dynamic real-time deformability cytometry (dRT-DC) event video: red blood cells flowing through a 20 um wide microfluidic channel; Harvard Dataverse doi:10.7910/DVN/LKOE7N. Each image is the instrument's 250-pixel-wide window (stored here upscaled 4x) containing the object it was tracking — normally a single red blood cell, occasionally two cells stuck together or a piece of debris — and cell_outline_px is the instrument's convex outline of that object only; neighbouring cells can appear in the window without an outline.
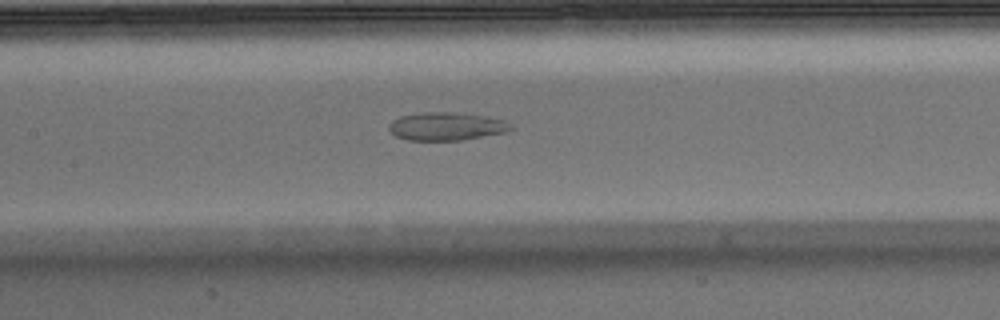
{"species": "Egyptian fruit bat (a non-hibernating species)", "species_latin": "Rousettus aegyptiacus", "temperature_condition": "warm", "stored_images_in_passage": 26, "camera_frame_rate_fps": 3000, "um_per_image_px": 0.085, "animal": {"sex": "male"}, "frame": {"image": 1, "passage_image": 8, "time_ms": 2.333, "image_size_px": [1000, 320], "cell_outline_px": [[516, 128], [504, 132], [460, 140], [408, 140], [396, 136], [388, 128], [388, 124], [392, 120], [400, 116], [424, 112], [456, 112], [484, 116], [504, 120]], "centroid_in_image_um": [37.92, 10.73], "position_along_channel_um": 169.5, "area_um2": 19.83}}
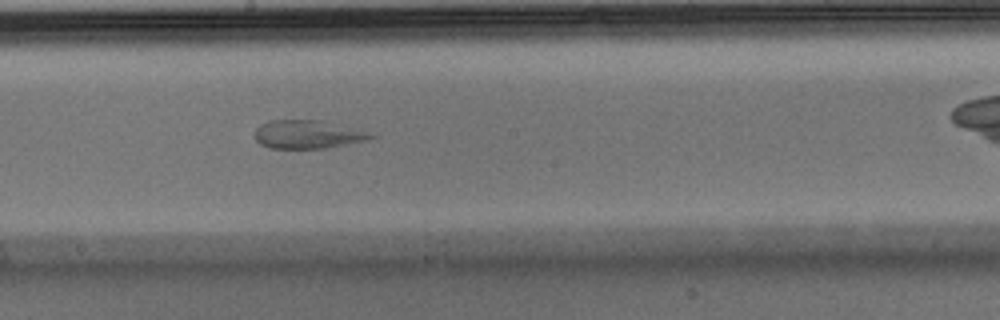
{"frame": {"image": 2, "passage_image": 12, "time_ms": 3.667, "image_size_px": [1000, 320], "cell_outline_px": [[380, 136], [364, 140], [328, 148], [268, 148], [260, 144], [252, 136], [252, 132], [260, 124], [268, 120], [324, 120], [360, 128]], "centroid_in_image_um": [26.16, 11.4], "position_along_channel_um": 222.0, "area_um2": 19.77}}
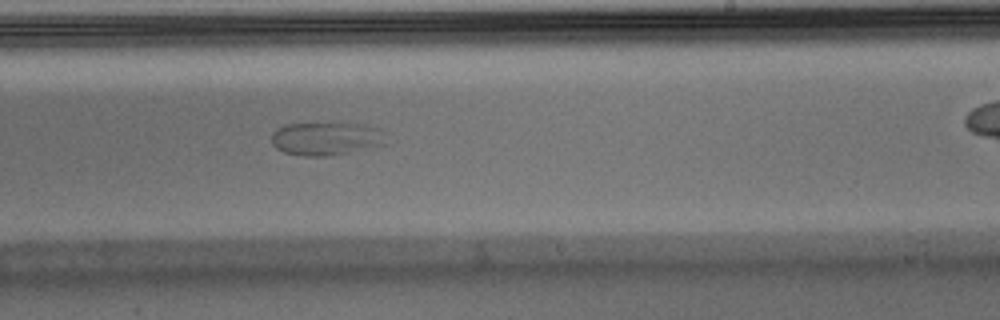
{"frame": {"image": 3, "passage_image": 15, "time_ms": 4.667, "image_size_px": [1000, 320], "cell_outline_px": [[388, 144], [348, 152], [324, 156], [304, 156], [284, 152], [276, 148], [272, 144], [272, 132], [276, 128], [284, 124], [360, 124], [380, 128]], "centroid_in_image_um": [27.71, 11.79], "position_along_channel_um": 261.3, "area_um2": 21.96}}